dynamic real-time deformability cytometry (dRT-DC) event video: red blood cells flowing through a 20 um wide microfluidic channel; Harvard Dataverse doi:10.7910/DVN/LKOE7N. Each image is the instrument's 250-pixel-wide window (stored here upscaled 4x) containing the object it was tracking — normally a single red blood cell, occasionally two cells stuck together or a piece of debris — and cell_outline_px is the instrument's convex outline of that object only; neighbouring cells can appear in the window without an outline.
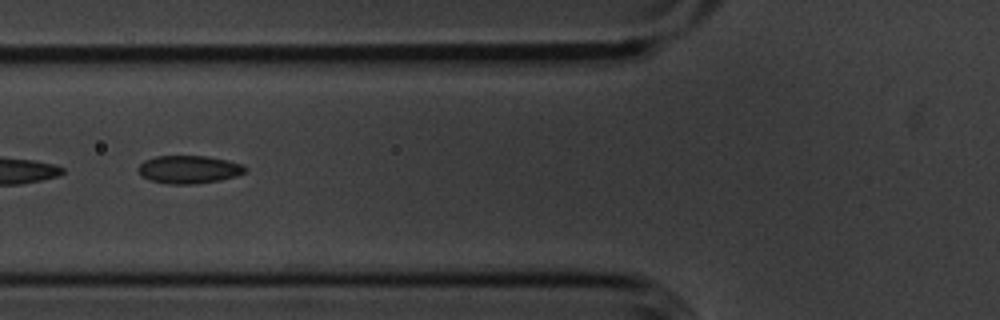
{"species": "common noctule bat (a hibernating species)", "species_latin": "Nyctalus noctula", "temperature_condition": "cold", "stored_images_in_passage": 47, "camera_frame_rate_fps": 3000, "um_per_image_px": 0.085, "animal": {"sex": "male", "body_mass_g": 20.1, "forearm_length_mm": 53.5}, "frame": {"image": 1, "passage_image": 21, "time_ms": 6.667, "image_size_px": [1000, 320], "cell_outline_px": [[248, 168], [244, 172], [236, 176], [220, 180], [192, 184], [168, 184], [148, 180], [140, 176], [136, 168], [144, 160], [156, 156], [208, 156], [228, 160], [244, 164]], "centroid_in_image_um": [16.03, 14.4], "position_along_channel_um": 109.8, "area_um2": 17.69}}
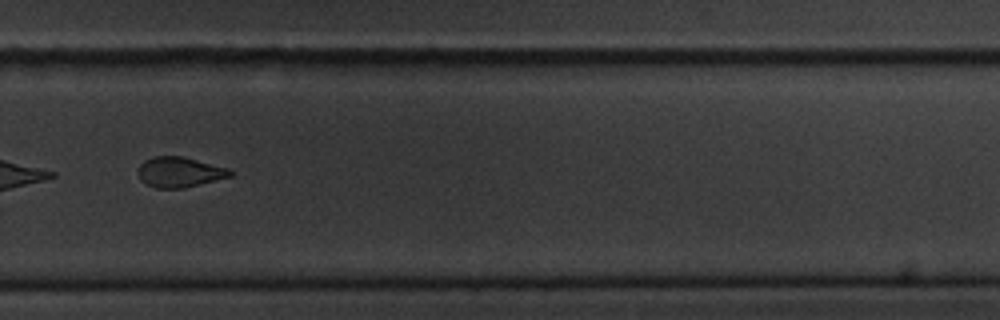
{"frame": {"image": 2, "passage_image": 38, "time_ms": 12.333, "image_size_px": [1000, 320], "cell_outline_px": [[232, 176], [184, 188], [156, 188], [140, 180], [136, 172], [136, 168], [144, 160], [152, 156], [184, 156], [228, 168], [232, 172]], "centroid_in_image_um": [15.21, 14.62], "position_along_channel_um": 314.6, "area_um2": 16.42}}
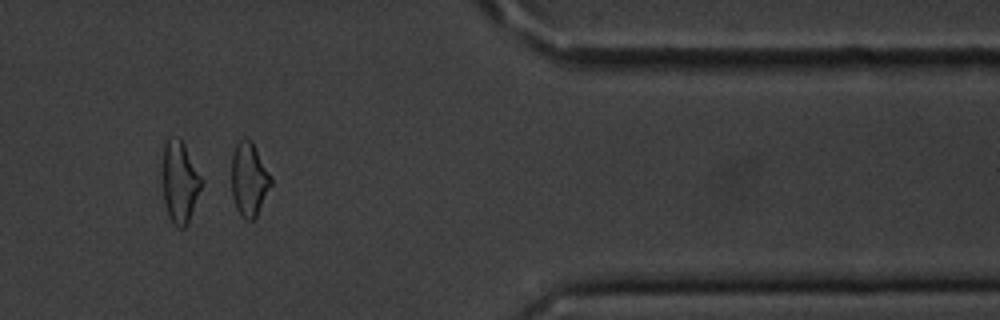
{"frame": {"image": 3, "passage_image": 46, "time_ms": 15.0, "image_size_px": [1000, 320], "cell_outline_px": [[204, 180], [188, 224], [184, 228], [180, 228], [172, 224], [168, 216], [164, 200], [164, 144], [168, 140], [180, 140], [184, 144]], "centroid_in_image_um": [15.32, 15.56], "position_along_channel_um": 396.1, "area_um2": 18.15}, "authors_computed_cell_mechanics": {"area_um2": 17.4556, "velocity_mm_per_s": 3.6132, "shape_relaxation_time_tau1_ms": 4.8803, "shape_relaxation_time_tau2_ms": 2.8755, "deformation_change_tau1": 0.122, "deformation_change_tau2": 0.0982}}